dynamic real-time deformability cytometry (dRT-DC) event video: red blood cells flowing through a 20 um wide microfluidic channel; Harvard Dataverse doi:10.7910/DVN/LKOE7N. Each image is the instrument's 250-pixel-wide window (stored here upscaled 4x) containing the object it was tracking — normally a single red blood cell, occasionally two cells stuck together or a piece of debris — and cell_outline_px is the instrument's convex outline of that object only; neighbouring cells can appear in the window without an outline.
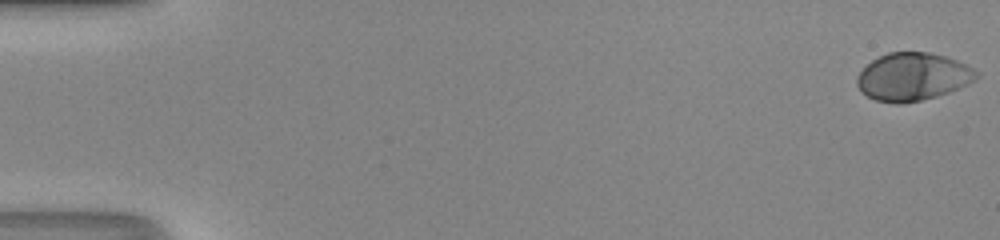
{"species": "human", "species_latin": "Homo sapiens", "temperature_condition": "room temperature", "stored_images_in_passage": 51, "camera_frame_rate_fps": 3000, "um_per_image_px": 0.085, "donor": {"sex": "male"}, "frame": {"image": 1, "passage_image": 1, "time_ms": 0.0, "image_size_px": [1000, 240], "cell_outline_px": [[980, 76], [968, 84], [948, 92], [936, 96], [920, 100], [900, 104], [896, 104], [876, 100], [860, 92], [856, 84], [856, 76], [872, 60], [888, 52], [928, 52], [944, 56], [956, 60], [980, 72]], "centroid_in_image_um": [77.57, 6.52], "position_along_channel_um": 7.4, "area_um2": 33.18}}
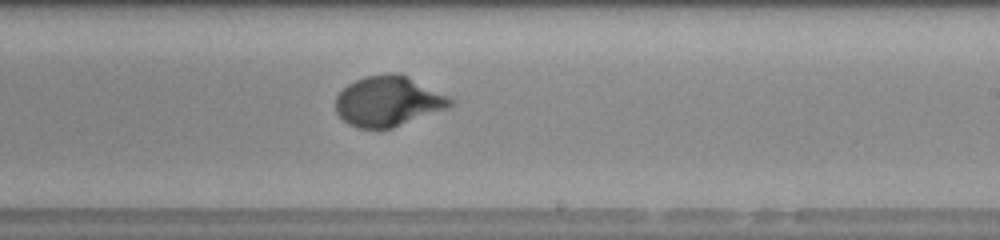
{"frame": {"image": 2, "passage_image": 32, "time_ms": 10.333, "image_size_px": [1000, 240], "cell_outline_px": [[456, 104], [448, 108], [392, 128], [356, 128], [348, 124], [336, 112], [336, 96], [348, 84], [364, 76], [396, 72], [408, 76], [456, 100]], "centroid_in_image_um": [33.02, 8.6], "position_along_channel_um": 256.0, "area_um2": 33.58}}
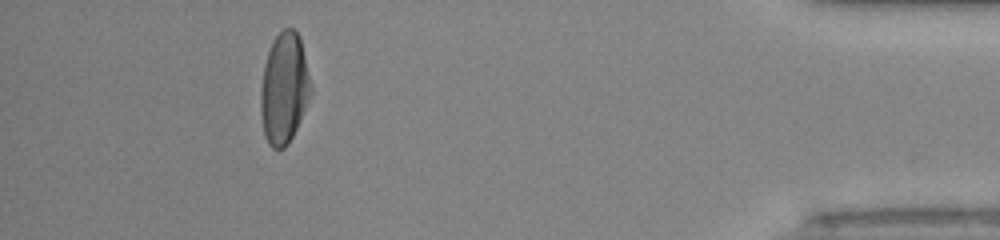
{"frame": {"image": 3, "passage_image": 47, "time_ms": 15.333, "image_size_px": [1000, 240], "cell_outline_px": [[312, 92], [296, 128], [288, 144], [284, 148], [272, 148], [268, 144], [264, 136], [260, 112], [260, 92], [264, 64], [272, 40], [284, 28], [292, 28], [300, 36], [312, 84]], "centroid_in_image_um": [24.15, 7.5], "position_along_channel_um": 411.1, "area_um2": 32.6}, "authors_computed_cell_mechanics": {"area_um2": 32.657, "velocity_mm_per_s": 4.1978, "shape_relaxation_time_tau1_ms": 3.371, "shape_relaxation_time_tau2_ms": null, "deformation_change_tau1": 0.2118, "deformation_change_tau2": null}}